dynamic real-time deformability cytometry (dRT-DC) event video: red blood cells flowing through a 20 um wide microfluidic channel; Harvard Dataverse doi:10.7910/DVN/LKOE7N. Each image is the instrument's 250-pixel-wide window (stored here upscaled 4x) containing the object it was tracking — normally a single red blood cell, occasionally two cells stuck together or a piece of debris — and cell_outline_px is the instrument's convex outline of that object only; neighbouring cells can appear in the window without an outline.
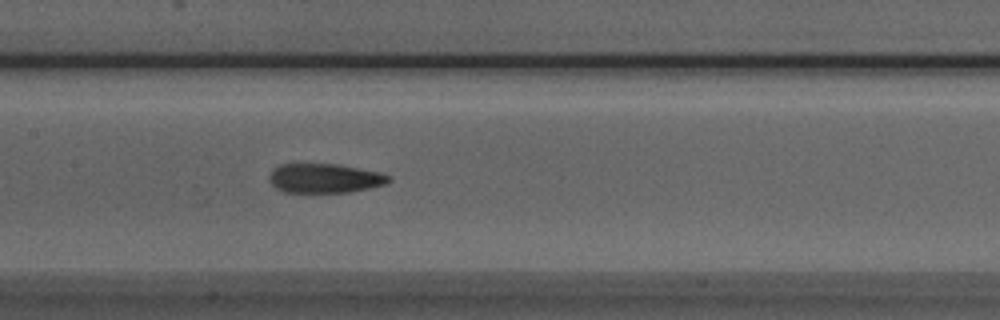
{"species": "Egyptian fruit bat (a non-hibernating species)", "species_latin": "Rousettus aegyptiacus", "temperature_condition": "room temperature", "stored_images_in_passage": 34, "camera_frame_rate_fps": 3000, "um_per_image_px": 0.085, "animal": {"sex": "male"}, "frame": {"image": 1, "passage_image": 12, "time_ms": 3.667, "image_size_px": [1000, 320], "cell_outline_px": [[392, 180], [384, 184], [368, 188], [348, 192], [284, 192], [276, 188], [272, 184], [268, 176], [272, 168], [280, 164], [340, 164], [380, 172], [392, 176]], "centroid_in_image_um": [27.6, 15.14], "position_along_channel_um": 179.8, "area_um2": 20.52}}
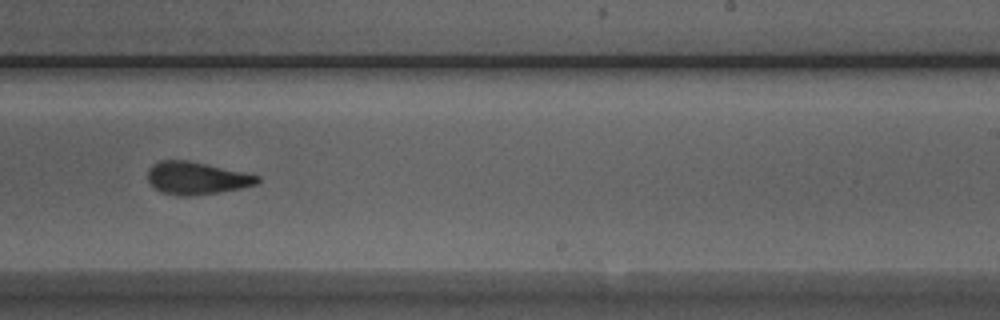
{"frame": {"image": 2, "passage_image": 19, "time_ms": 6.0, "image_size_px": [1000, 320], "cell_outline_px": [[260, 180], [256, 184], [240, 188], [220, 192], [192, 196], [176, 196], [160, 192], [148, 180], [148, 168], [152, 164], [160, 160], [188, 160], [260, 176]], "centroid_in_image_um": [16.67, 15.14], "position_along_channel_um": 272.3, "area_um2": 20.75}}
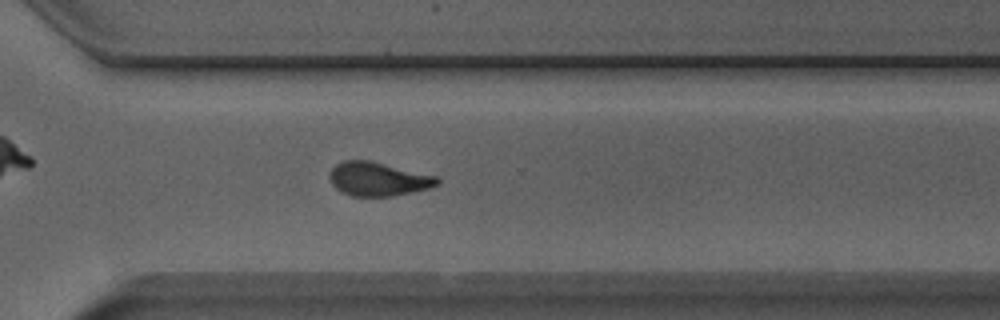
{"frame": {"image": 3, "passage_image": 24, "time_ms": 7.667, "image_size_px": [1000, 320], "cell_outline_px": [[440, 184], [428, 188], [392, 196], [352, 196], [340, 192], [332, 184], [328, 176], [332, 168], [336, 164], [344, 160], [368, 160], [436, 176], [440, 180]], "centroid_in_image_um": [32.1, 15.22], "position_along_channel_um": 338.5, "area_um2": 21.04}, "authors_computed_cell_mechanics": {"area_um2": 20.7791, "velocity_mm_per_s": 3.9756, "shape_relaxation_time_tau1_ms": 5.4932, "shape_relaxation_time_tau2_ms": 2.4888, "deformation_change_tau1": 0.2071, "deformation_change_tau2": 0.1156}}